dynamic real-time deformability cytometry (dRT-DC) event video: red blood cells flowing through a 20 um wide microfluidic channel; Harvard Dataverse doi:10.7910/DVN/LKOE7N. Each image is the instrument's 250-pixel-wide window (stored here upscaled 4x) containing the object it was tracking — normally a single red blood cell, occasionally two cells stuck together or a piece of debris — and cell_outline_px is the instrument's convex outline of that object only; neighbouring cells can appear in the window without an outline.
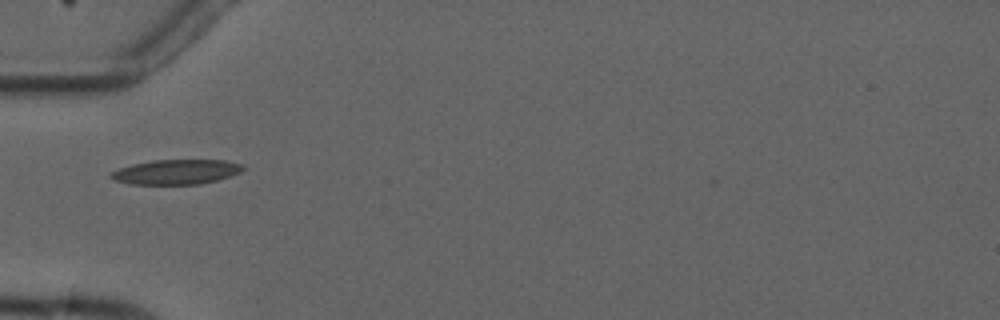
{"species": "common noctule bat (a hibernating species)", "species_latin": "Nyctalus noctula", "temperature_condition": "cold", "stored_images_in_passage": 5, "camera_frame_rate_fps": 3000, "um_per_image_px": 0.085, "animal": {"sex": "male", "forearm_length_mm": 52.5}, "frame": {"image": 1, "passage_image": 2, "time_ms": 1.0, "image_size_px": [1000, 320], "cell_outline_px": [[248, 168], [240, 172], [216, 180], [200, 184], [132, 184], [112, 180], [108, 176], [112, 172], [120, 168], [132, 164], [152, 160], [228, 160], [244, 164]], "centroid_in_image_um": [15.01, 14.6], "position_along_channel_um": 70.0, "area_um2": 19.19}}
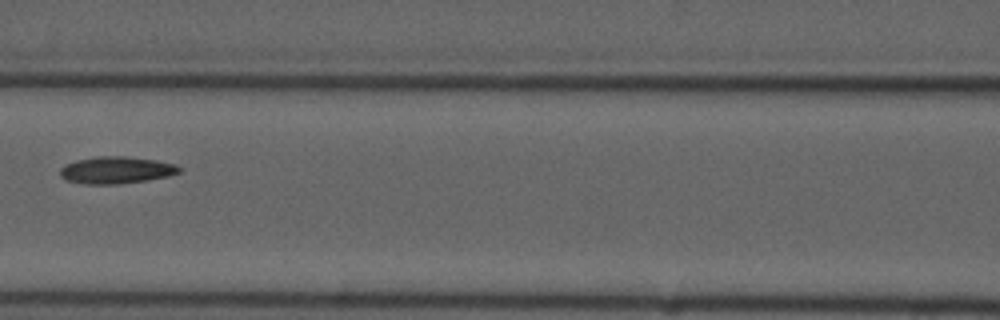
{"frame": {"image": 2, "passage_image": 4, "time_ms": 3.333, "image_size_px": [1000, 320], "cell_outline_px": [[180, 172], [168, 176], [148, 180], [116, 184], [84, 184], [64, 180], [60, 176], [60, 168], [64, 164], [76, 160], [96, 156], [124, 156], [156, 160], [176, 164], [180, 168]], "centroid_in_image_um": [9.84, 14.46], "position_along_channel_um": 156.8, "area_um2": 18.9}}
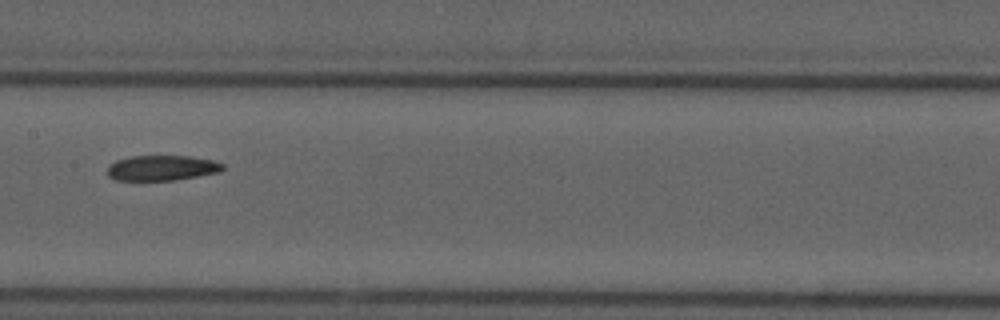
{"frame": {"image": 3, "passage_image": 5, "time_ms": 4.333, "image_size_px": [1000, 320], "cell_outline_px": [[224, 168], [220, 172], [172, 180], [116, 180], [108, 176], [108, 168], [116, 160], [132, 156], [188, 156], [212, 160], [224, 164]], "centroid_in_image_um": [13.77, 14.27], "position_along_channel_um": 193.6, "area_um2": 16.76}}